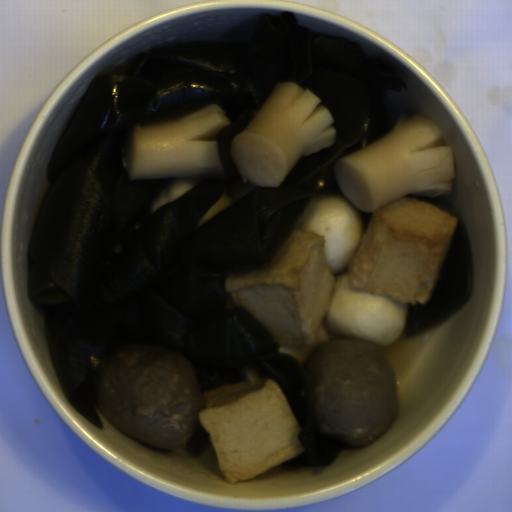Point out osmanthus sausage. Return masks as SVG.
<instances>
[{
    "mask_svg": "<svg viewBox=\"0 0 512 512\" xmlns=\"http://www.w3.org/2000/svg\"><path fill=\"white\" fill-rule=\"evenodd\" d=\"M333 171L344 197L374 213L406 195L452 193L456 163L434 120L401 114L389 132L336 161Z\"/></svg>",
    "mask_w": 512,
    "mask_h": 512,
    "instance_id": "1",
    "label": "osmanthus sausage"
},
{
    "mask_svg": "<svg viewBox=\"0 0 512 512\" xmlns=\"http://www.w3.org/2000/svg\"><path fill=\"white\" fill-rule=\"evenodd\" d=\"M225 113L212 103L167 120L136 123L122 150L130 179H227L217 140H210L231 125Z\"/></svg>",
    "mask_w": 512,
    "mask_h": 512,
    "instance_id": "3",
    "label": "osmanthus sausage"
},
{
    "mask_svg": "<svg viewBox=\"0 0 512 512\" xmlns=\"http://www.w3.org/2000/svg\"><path fill=\"white\" fill-rule=\"evenodd\" d=\"M311 90L276 83L245 129L234 136L230 158L242 182L278 188L304 155L333 146L331 112Z\"/></svg>",
    "mask_w": 512,
    "mask_h": 512,
    "instance_id": "2",
    "label": "osmanthus sausage"
}]
</instances>
